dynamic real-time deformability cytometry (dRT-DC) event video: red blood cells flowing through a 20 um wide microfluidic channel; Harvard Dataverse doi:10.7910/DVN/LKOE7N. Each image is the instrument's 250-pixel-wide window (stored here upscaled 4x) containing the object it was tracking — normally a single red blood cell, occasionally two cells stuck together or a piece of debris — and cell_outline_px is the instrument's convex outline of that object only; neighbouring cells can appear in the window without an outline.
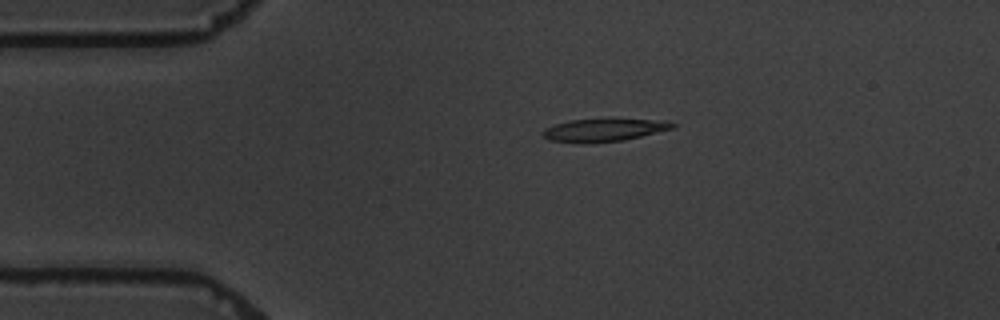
{"species": "common noctule bat (a hibernating species)", "species_latin": "Nyctalus noctula", "temperature_condition": "warm", "stored_images_in_passage": 4, "camera_frame_rate_fps": 3000, "um_per_image_px": 0.085, "animal": {"sex": "male", "body_mass_g": 19.5, "forearm_length_mm": 54.6}, "frame": {"image": 1, "passage_image": 3, "time_ms": 3.0, "image_size_px": [1000, 320], "cell_outline_px": [[676, 128], [624, 140], [580, 144], [548, 140], [540, 132], [544, 128], [568, 120], [664, 120], [676, 124]], "centroid_in_image_um": [51.29, 11.08], "position_along_channel_um": 33.7, "area_um2": 17.11}}